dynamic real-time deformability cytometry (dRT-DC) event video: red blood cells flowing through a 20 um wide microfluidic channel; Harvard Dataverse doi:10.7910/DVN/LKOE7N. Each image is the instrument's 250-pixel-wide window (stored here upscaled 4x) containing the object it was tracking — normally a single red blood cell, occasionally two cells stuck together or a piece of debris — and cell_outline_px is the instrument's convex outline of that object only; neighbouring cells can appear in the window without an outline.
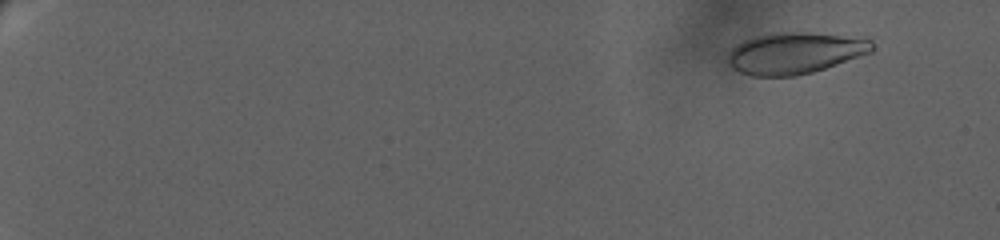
{"species": "human", "species_latin": "Homo sapiens", "temperature_condition": "warm", "stored_images_in_passage": 16, "camera_frame_rate_fps": 3000, "um_per_image_px": 0.085, "donor": {"sex": "female"}, "frame": {"image": 1, "passage_image": 4, "time_ms": 2.333, "image_size_px": [1000, 240], "cell_outline_px": [[872, 52], [812, 72], [796, 76], [752, 76], [740, 72], [732, 68], [724, 60], [728, 52], [732, 48], [744, 40], [752, 36], [772, 32], [808, 32], [872, 40]], "centroid_in_image_um": [67.46, 4.51], "position_along_channel_um": 17.5, "area_um2": 34.8}}
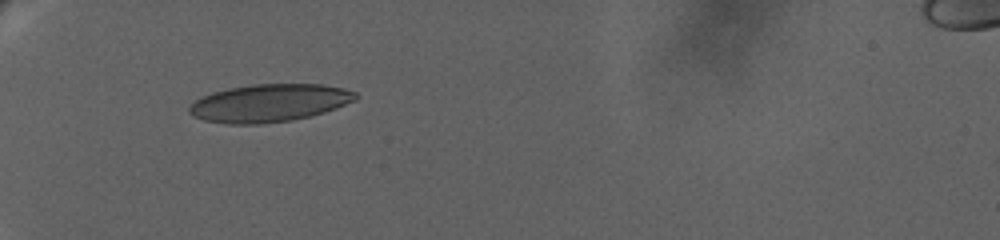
{"frame": {"image": 2, "passage_image": 12, "time_ms": 9.667, "image_size_px": [1000, 240], "cell_outline_px": [[360, 96], [356, 100], [336, 108], [324, 112], [292, 120], [260, 124], [228, 124], [204, 120], [192, 116], [188, 112], [188, 108], [200, 96], [212, 92], [228, 88], [252, 84], [324, 84], [344, 88], [356, 92]], "centroid_in_image_um": [22.89, 8.75], "position_along_channel_um": 62.1, "area_um2": 36.82}}
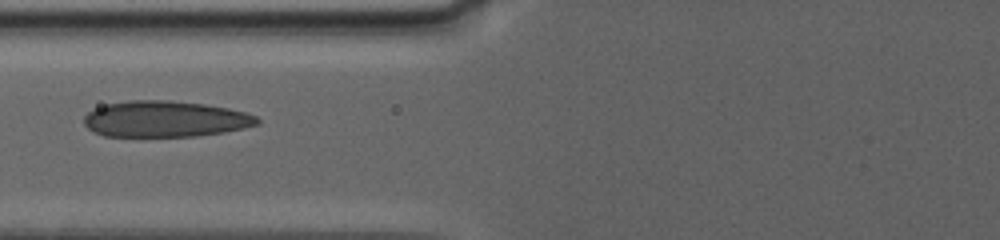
{"frame": {"image": 3, "passage_image": 15, "time_ms": 12.0, "image_size_px": [1000, 240], "cell_outline_px": [[260, 124], [244, 128], [224, 132], [192, 136], [104, 136], [88, 128], [84, 124], [84, 116], [92, 108], [108, 104], [128, 100], [168, 100], [204, 104], [228, 108], [244, 112], [256, 116], [260, 120]], "centroid_in_image_um": [14.03, 10.11], "position_along_channel_um": 111.8, "area_um2": 36.41}}